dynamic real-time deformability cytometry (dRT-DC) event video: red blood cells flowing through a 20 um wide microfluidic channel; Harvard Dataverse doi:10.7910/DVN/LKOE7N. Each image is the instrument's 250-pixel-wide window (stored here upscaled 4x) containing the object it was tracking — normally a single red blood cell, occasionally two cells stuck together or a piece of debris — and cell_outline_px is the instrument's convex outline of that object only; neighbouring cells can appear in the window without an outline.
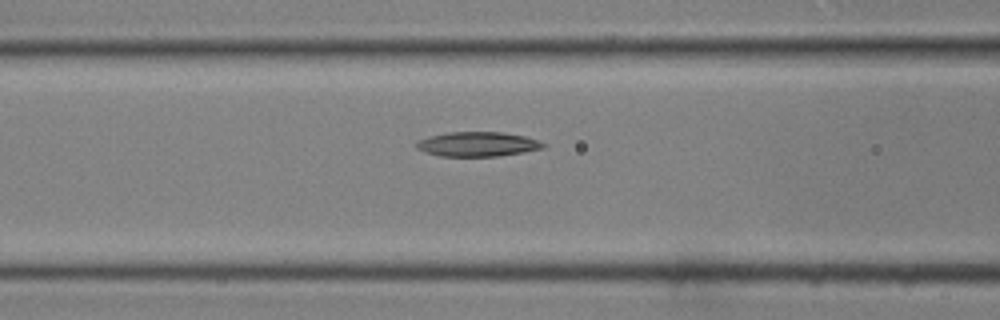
{"species": "common noctule bat (a hibernating species)", "species_latin": "Nyctalus noctula", "temperature_condition": "room temperature", "stored_images_in_passage": 13, "camera_frame_rate_fps": 3000, "um_per_image_px": 0.085, "animal": {"sex": "male", "body_mass_g": 19.0, "forearm_length_mm": 50.8}, "frame": {"image": 1, "passage_image": 6, "time_ms": 1.667, "image_size_px": [1000, 320], "cell_outline_px": [[548, 144], [544, 148], [500, 156], [440, 156], [416, 148], [416, 144], [420, 140], [428, 136], [448, 132], [504, 132], [524, 136]], "centroid_in_image_um": [40.62, 12.25], "position_along_channel_um": 126.0, "area_um2": 18.03}}
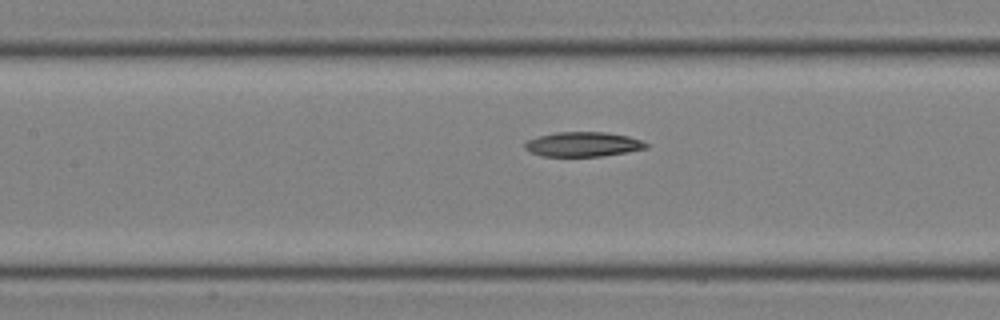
{"frame": {"image": 2, "passage_image": 8, "time_ms": 2.333, "image_size_px": [1000, 320], "cell_outline_px": [[648, 148], [628, 152], [600, 156], [544, 156], [532, 152], [524, 148], [524, 144], [528, 140], [540, 136], [556, 132], [608, 132], [628, 136], [640, 140], [648, 144]], "centroid_in_image_um": [49.59, 12.26], "position_along_channel_um": 157.8, "area_um2": 17.28}}
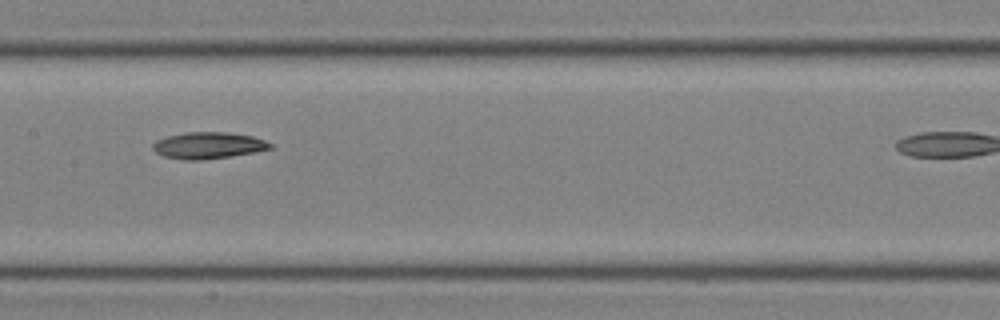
{"frame": {"image": 3, "passage_image": 10, "time_ms": 3.0, "image_size_px": [1000, 320], "cell_outline_px": [[272, 148], [252, 152], [228, 156], [200, 160], [184, 160], [164, 156], [156, 152], [152, 148], [152, 144], [156, 140], [168, 136], [184, 132], [228, 132], [252, 136], [264, 140], [272, 144]], "centroid_in_image_um": [17.66, 12.35], "position_along_channel_um": 189.7, "area_um2": 17.98}}